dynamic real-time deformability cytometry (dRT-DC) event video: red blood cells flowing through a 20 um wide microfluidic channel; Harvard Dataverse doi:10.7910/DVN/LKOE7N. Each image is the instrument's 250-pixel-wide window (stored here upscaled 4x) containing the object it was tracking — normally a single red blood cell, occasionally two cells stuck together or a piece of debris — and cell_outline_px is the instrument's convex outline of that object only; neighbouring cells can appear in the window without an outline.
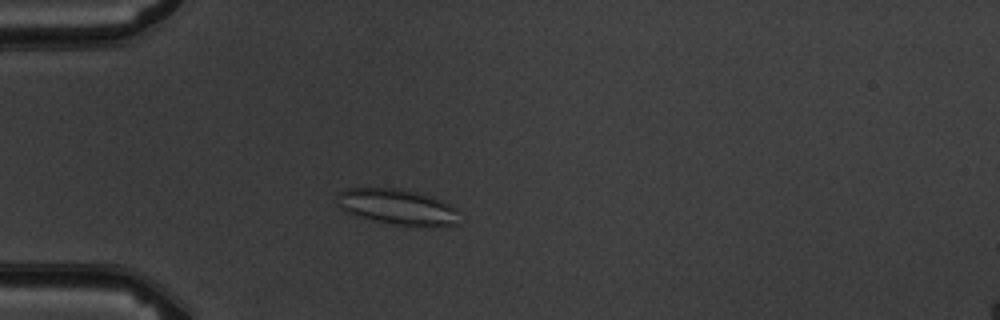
{"species": "common noctule bat (a hibernating species)", "species_latin": "Nyctalus noctula", "temperature_condition": "warm", "stored_images_in_passage": 3, "camera_frame_rate_fps": 3000, "um_per_image_px": 0.085, "animal": {"sex": "male", "body_mass_g": 19.5, "forearm_length_mm": 54.6}, "frame": {"image": 1, "passage_image": 3, "time_ms": 3.0, "image_size_px": [1000, 320], "cell_outline_px": [[460, 212], [456, 224], [440, 228], [424, 228], [392, 224], [356, 216], [348, 212], [336, 204], [336, 196], [340, 192], [348, 188], [396, 188], [416, 192], [432, 196], [456, 208]], "centroid_in_image_um": [33.83, 17.62], "position_along_channel_um": 51.2, "area_um2": 25.89}}